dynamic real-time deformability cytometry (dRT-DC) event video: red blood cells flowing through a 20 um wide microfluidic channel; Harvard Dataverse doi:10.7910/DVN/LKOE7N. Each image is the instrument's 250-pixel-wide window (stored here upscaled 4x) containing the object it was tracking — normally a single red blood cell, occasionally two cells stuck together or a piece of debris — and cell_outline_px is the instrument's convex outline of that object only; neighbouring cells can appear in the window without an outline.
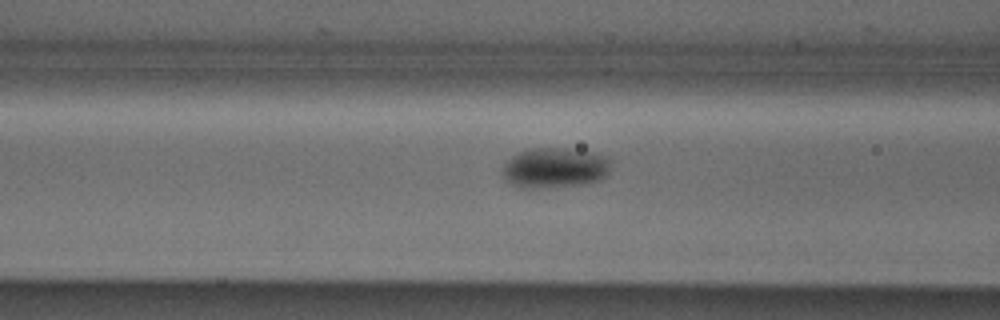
{"species": "Egyptian fruit bat (a non-hibernating species)", "species_latin": "Rousettus aegyptiacus", "temperature_condition": "cold", "stored_images_in_passage": 22, "camera_frame_rate_fps": 3000, "um_per_image_px": 0.085, "animal": {"sex": "male"}, "frame": {"image": 1, "passage_image": 13, "time_ms": 4.0, "image_size_px": [1000, 320], "cell_outline_px": [[608, 172], [604, 176], [596, 180], [580, 184], [544, 188], [520, 188], [512, 184], [504, 176], [504, 164], [512, 156], [528, 148], [568, 148], [592, 152], [608, 156]], "centroid_in_image_um": [47.13, 14.25], "position_along_channel_um": 119.5, "area_um2": 25.09}}
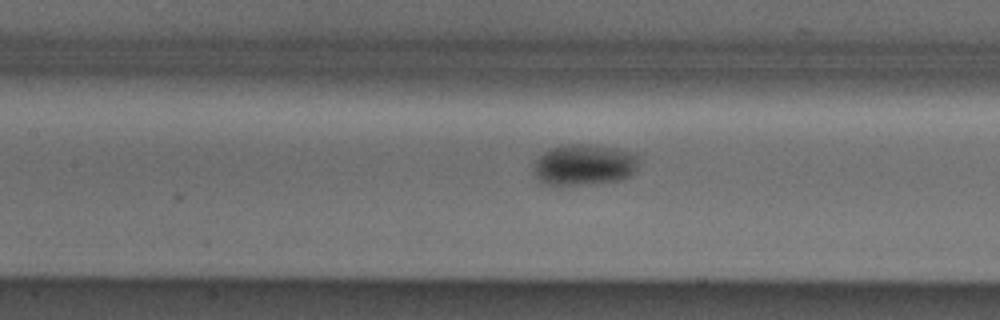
{"frame": {"image": 2, "passage_image": 16, "time_ms": 5.0, "image_size_px": [1000, 320], "cell_outline_px": [[640, 156], [636, 172], [620, 180], [588, 184], [552, 188], [540, 184], [532, 168], [532, 164], [548, 148], [560, 144], [592, 144], [616, 148], [632, 152]], "centroid_in_image_um": [49.59, 14.03], "position_along_channel_um": 157.8, "area_um2": 26.3}}
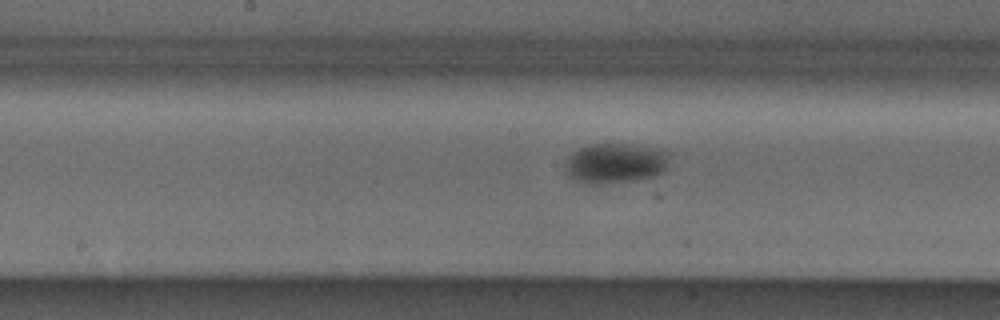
{"frame": {"image": 3, "passage_image": 19, "time_ms": 6.0, "image_size_px": [1000, 320], "cell_outline_px": [[672, 152], [664, 168], [660, 172], [652, 176], [632, 180], [600, 184], [588, 184], [568, 176], [564, 168], [564, 164], [568, 156], [572, 152], [588, 144], [628, 144], [660, 148]], "centroid_in_image_um": [52.28, 13.85], "position_along_channel_um": 195.9, "area_um2": 24.39}}